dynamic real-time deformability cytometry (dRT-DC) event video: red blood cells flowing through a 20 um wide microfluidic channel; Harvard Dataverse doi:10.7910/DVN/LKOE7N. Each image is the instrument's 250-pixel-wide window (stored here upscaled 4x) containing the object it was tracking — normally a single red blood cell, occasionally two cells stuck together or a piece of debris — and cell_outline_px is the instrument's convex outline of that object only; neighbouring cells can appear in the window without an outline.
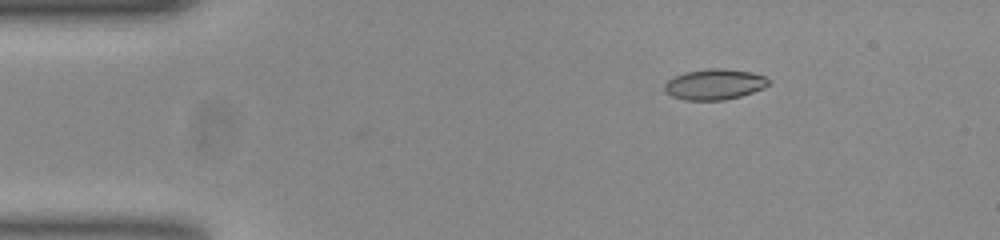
{"species": "common noctule bat (a hibernating species)", "species_latin": "Nyctalus noctula", "temperature_condition": "room temperature", "stored_images_in_passage": 6, "camera_frame_rate_fps": 3000, "um_per_image_px": 0.085, "animal": {"sex": "female", "body_mass_g": 23.0, "forearm_length_mm": 53.4}, "frame": {"image": 1, "passage_image": 6, "time_ms": 1.667, "image_size_px": [1000, 240], "cell_outline_px": [[768, 84], [764, 88], [740, 96], [724, 100], [684, 100], [672, 96], [664, 92], [664, 84], [668, 80], [684, 72], [708, 68], [720, 68], [748, 72], [764, 76], [768, 80]], "centroid_in_image_um": [60.68, 7.17], "position_along_channel_um": 24.3, "area_um2": 18.44}}